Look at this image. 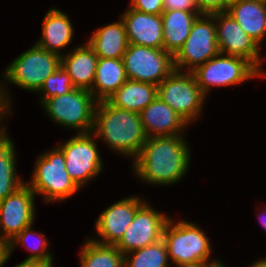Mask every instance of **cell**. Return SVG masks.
I'll use <instances>...</instances> for the list:
<instances>
[{"label": "cell", "instance_id": "12", "mask_svg": "<svg viewBox=\"0 0 266 267\" xmlns=\"http://www.w3.org/2000/svg\"><path fill=\"white\" fill-rule=\"evenodd\" d=\"M168 219L145 202L115 246L122 254H126L160 241Z\"/></svg>", "mask_w": 266, "mask_h": 267}, {"label": "cell", "instance_id": "3", "mask_svg": "<svg viewBox=\"0 0 266 267\" xmlns=\"http://www.w3.org/2000/svg\"><path fill=\"white\" fill-rule=\"evenodd\" d=\"M29 183L27 185L35 195H43L46 203L56 200L65 201L80 189L67 173L64 153L59 147L37 158Z\"/></svg>", "mask_w": 266, "mask_h": 267}, {"label": "cell", "instance_id": "38", "mask_svg": "<svg viewBox=\"0 0 266 267\" xmlns=\"http://www.w3.org/2000/svg\"><path fill=\"white\" fill-rule=\"evenodd\" d=\"M239 1H242V0H226V11H227L229 5H231L235 2H239Z\"/></svg>", "mask_w": 266, "mask_h": 267}, {"label": "cell", "instance_id": "39", "mask_svg": "<svg viewBox=\"0 0 266 267\" xmlns=\"http://www.w3.org/2000/svg\"><path fill=\"white\" fill-rule=\"evenodd\" d=\"M265 212H266V210H265ZM264 211H263V215H264V213H265ZM266 214V213H265ZM263 215L262 214H259V218H261V217H263ZM262 222H261V224H262V226L264 227V228H266V220L265 219H260Z\"/></svg>", "mask_w": 266, "mask_h": 267}, {"label": "cell", "instance_id": "21", "mask_svg": "<svg viewBox=\"0 0 266 267\" xmlns=\"http://www.w3.org/2000/svg\"><path fill=\"white\" fill-rule=\"evenodd\" d=\"M127 80L122 58H98L91 93L97 101L107 100Z\"/></svg>", "mask_w": 266, "mask_h": 267}, {"label": "cell", "instance_id": "22", "mask_svg": "<svg viewBox=\"0 0 266 267\" xmlns=\"http://www.w3.org/2000/svg\"><path fill=\"white\" fill-rule=\"evenodd\" d=\"M199 11L170 10L161 14L163 23V49L173 56L188 38Z\"/></svg>", "mask_w": 266, "mask_h": 267}, {"label": "cell", "instance_id": "37", "mask_svg": "<svg viewBox=\"0 0 266 267\" xmlns=\"http://www.w3.org/2000/svg\"><path fill=\"white\" fill-rule=\"evenodd\" d=\"M250 267H266V259L258 260L257 262L253 263Z\"/></svg>", "mask_w": 266, "mask_h": 267}, {"label": "cell", "instance_id": "31", "mask_svg": "<svg viewBox=\"0 0 266 267\" xmlns=\"http://www.w3.org/2000/svg\"><path fill=\"white\" fill-rule=\"evenodd\" d=\"M200 14H214L226 11V0H196Z\"/></svg>", "mask_w": 266, "mask_h": 267}, {"label": "cell", "instance_id": "36", "mask_svg": "<svg viewBox=\"0 0 266 267\" xmlns=\"http://www.w3.org/2000/svg\"><path fill=\"white\" fill-rule=\"evenodd\" d=\"M205 267H226V266L222 264L220 261L213 260L212 263H206Z\"/></svg>", "mask_w": 266, "mask_h": 267}, {"label": "cell", "instance_id": "1", "mask_svg": "<svg viewBox=\"0 0 266 267\" xmlns=\"http://www.w3.org/2000/svg\"><path fill=\"white\" fill-rule=\"evenodd\" d=\"M182 136L147 137L134 159L136 176L153 185L178 182L190 164V149Z\"/></svg>", "mask_w": 266, "mask_h": 267}, {"label": "cell", "instance_id": "30", "mask_svg": "<svg viewBox=\"0 0 266 267\" xmlns=\"http://www.w3.org/2000/svg\"><path fill=\"white\" fill-rule=\"evenodd\" d=\"M130 8L148 14L161 15L164 12L163 0H131Z\"/></svg>", "mask_w": 266, "mask_h": 267}, {"label": "cell", "instance_id": "27", "mask_svg": "<svg viewBox=\"0 0 266 267\" xmlns=\"http://www.w3.org/2000/svg\"><path fill=\"white\" fill-rule=\"evenodd\" d=\"M163 239L141 249L124 254V267H170Z\"/></svg>", "mask_w": 266, "mask_h": 267}, {"label": "cell", "instance_id": "11", "mask_svg": "<svg viewBox=\"0 0 266 267\" xmlns=\"http://www.w3.org/2000/svg\"><path fill=\"white\" fill-rule=\"evenodd\" d=\"M93 137V132L77 133L75 137L58 145L64 153L67 173L80 188L94 179L103 166Z\"/></svg>", "mask_w": 266, "mask_h": 267}, {"label": "cell", "instance_id": "13", "mask_svg": "<svg viewBox=\"0 0 266 267\" xmlns=\"http://www.w3.org/2000/svg\"><path fill=\"white\" fill-rule=\"evenodd\" d=\"M217 45L224 55L239 56L250 61L264 76L261 69L259 45L226 11L215 13Z\"/></svg>", "mask_w": 266, "mask_h": 267}, {"label": "cell", "instance_id": "33", "mask_svg": "<svg viewBox=\"0 0 266 267\" xmlns=\"http://www.w3.org/2000/svg\"><path fill=\"white\" fill-rule=\"evenodd\" d=\"M9 260V243L0 236V267Z\"/></svg>", "mask_w": 266, "mask_h": 267}, {"label": "cell", "instance_id": "17", "mask_svg": "<svg viewBox=\"0 0 266 267\" xmlns=\"http://www.w3.org/2000/svg\"><path fill=\"white\" fill-rule=\"evenodd\" d=\"M139 115L147 137L183 135L188 124L158 96Z\"/></svg>", "mask_w": 266, "mask_h": 267}, {"label": "cell", "instance_id": "29", "mask_svg": "<svg viewBox=\"0 0 266 267\" xmlns=\"http://www.w3.org/2000/svg\"><path fill=\"white\" fill-rule=\"evenodd\" d=\"M75 87L65 69L60 66L46 78L38 92L43 93L41 103L53 96H60L73 90Z\"/></svg>", "mask_w": 266, "mask_h": 267}, {"label": "cell", "instance_id": "18", "mask_svg": "<svg viewBox=\"0 0 266 267\" xmlns=\"http://www.w3.org/2000/svg\"><path fill=\"white\" fill-rule=\"evenodd\" d=\"M226 12L260 46L266 37V1L242 0L229 5Z\"/></svg>", "mask_w": 266, "mask_h": 267}, {"label": "cell", "instance_id": "24", "mask_svg": "<svg viewBox=\"0 0 266 267\" xmlns=\"http://www.w3.org/2000/svg\"><path fill=\"white\" fill-rule=\"evenodd\" d=\"M157 97V86L128 79L107 100L116 107L140 113Z\"/></svg>", "mask_w": 266, "mask_h": 267}, {"label": "cell", "instance_id": "23", "mask_svg": "<svg viewBox=\"0 0 266 267\" xmlns=\"http://www.w3.org/2000/svg\"><path fill=\"white\" fill-rule=\"evenodd\" d=\"M87 44L98 58H123L129 45L123 21L99 28Z\"/></svg>", "mask_w": 266, "mask_h": 267}, {"label": "cell", "instance_id": "9", "mask_svg": "<svg viewBox=\"0 0 266 267\" xmlns=\"http://www.w3.org/2000/svg\"><path fill=\"white\" fill-rule=\"evenodd\" d=\"M218 53L215 13L200 14L185 43L173 56L175 70L182 71L185 66L188 72H192Z\"/></svg>", "mask_w": 266, "mask_h": 267}, {"label": "cell", "instance_id": "8", "mask_svg": "<svg viewBox=\"0 0 266 267\" xmlns=\"http://www.w3.org/2000/svg\"><path fill=\"white\" fill-rule=\"evenodd\" d=\"M218 53L192 71L198 86L207 96L212 86H229L264 76L250 61L239 56ZM222 56V57H221Z\"/></svg>", "mask_w": 266, "mask_h": 267}, {"label": "cell", "instance_id": "25", "mask_svg": "<svg viewBox=\"0 0 266 267\" xmlns=\"http://www.w3.org/2000/svg\"><path fill=\"white\" fill-rule=\"evenodd\" d=\"M6 128L0 130V201L15 192L24 183L16 175V153L13 141L6 134Z\"/></svg>", "mask_w": 266, "mask_h": 267}, {"label": "cell", "instance_id": "7", "mask_svg": "<svg viewBox=\"0 0 266 267\" xmlns=\"http://www.w3.org/2000/svg\"><path fill=\"white\" fill-rule=\"evenodd\" d=\"M157 96L188 124L200 116L206 98L193 73L178 70L157 86Z\"/></svg>", "mask_w": 266, "mask_h": 267}, {"label": "cell", "instance_id": "34", "mask_svg": "<svg viewBox=\"0 0 266 267\" xmlns=\"http://www.w3.org/2000/svg\"><path fill=\"white\" fill-rule=\"evenodd\" d=\"M53 261H22L15 267H53Z\"/></svg>", "mask_w": 266, "mask_h": 267}, {"label": "cell", "instance_id": "16", "mask_svg": "<svg viewBox=\"0 0 266 267\" xmlns=\"http://www.w3.org/2000/svg\"><path fill=\"white\" fill-rule=\"evenodd\" d=\"M130 44L163 49L161 15L148 14L129 8L121 17Z\"/></svg>", "mask_w": 266, "mask_h": 267}, {"label": "cell", "instance_id": "26", "mask_svg": "<svg viewBox=\"0 0 266 267\" xmlns=\"http://www.w3.org/2000/svg\"><path fill=\"white\" fill-rule=\"evenodd\" d=\"M81 267H124V254L115 245H104L88 239L80 252Z\"/></svg>", "mask_w": 266, "mask_h": 267}, {"label": "cell", "instance_id": "35", "mask_svg": "<svg viewBox=\"0 0 266 267\" xmlns=\"http://www.w3.org/2000/svg\"><path fill=\"white\" fill-rule=\"evenodd\" d=\"M177 267H205L204 263H185L177 264Z\"/></svg>", "mask_w": 266, "mask_h": 267}, {"label": "cell", "instance_id": "20", "mask_svg": "<svg viewBox=\"0 0 266 267\" xmlns=\"http://www.w3.org/2000/svg\"><path fill=\"white\" fill-rule=\"evenodd\" d=\"M69 16L59 9H50L42 25V37L36 45L49 52L62 55L59 51L73 39V27Z\"/></svg>", "mask_w": 266, "mask_h": 267}, {"label": "cell", "instance_id": "15", "mask_svg": "<svg viewBox=\"0 0 266 267\" xmlns=\"http://www.w3.org/2000/svg\"><path fill=\"white\" fill-rule=\"evenodd\" d=\"M139 197H128L113 203L102 211L96 220V231L101 241L94 242L104 245H115L123 236L134 219L137 210L144 204Z\"/></svg>", "mask_w": 266, "mask_h": 267}, {"label": "cell", "instance_id": "10", "mask_svg": "<svg viewBox=\"0 0 266 267\" xmlns=\"http://www.w3.org/2000/svg\"><path fill=\"white\" fill-rule=\"evenodd\" d=\"M122 59L128 79L156 86L175 70L173 55L164 49L129 43Z\"/></svg>", "mask_w": 266, "mask_h": 267}, {"label": "cell", "instance_id": "14", "mask_svg": "<svg viewBox=\"0 0 266 267\" xmlns=\"http://www.w3.org/2000/svg\"><path fill=\"white\" fill-rule=\"evenodd\" d=\"M35 193L24 183L0 201V235L8 243L34 222Z\"/></svg>", "mask_w": 266, "mask_h": 267}, {"label": "cell", "instance_id": "2", "mask_svg": "<svg viewBox=\"0 0 266 267\" xmlns=\"http://www.w3.org/2000/svg\"><path fill=\"white\" fill-rule=\"evenodd\" d=\"M92 132L114 151L134 158L147 141L139 113L113 106L108 100L97 102Z\"/></svg>", "mask_w": 266, "mask_h": 267}, {"label": "cell", "instance_id": "19", "mask_svg": "<svg viewBox=\"0 0 266 267\" xmlns=\"http://www.w3.org/2000/svg\"><path fill=\"white\" fill-rule=\"evenodd\" d=\"M98 56L85 44L78 46L71 53L61 55V66L71 78L75 88L91 92L94 83Z\"/></svg>", "mask_w": 266, "mask_h": 267}, {"label": "cell", "instance_id": "4", "mask_svg": "<svg viewBox=\"0 0 266 267\" xmlns=\"http://www.w3.org/2000/svg\"><path fill=\"white\" fill-rule=\"evenodd\" d=\"M175 223L171 218L168 219L162 238L167 247L168 257L172 262L175 265L212 263L209 261L211 246L204 231L191 222Z\"/></svg>", "mask_w": 266, "mask_h": 267}, {"label": "cell", "instance_id": "5", "mask_svg": "<svg viewBox=\"0 0 266 267\" xmlns=\"http://www.w3.org/2000/svg\"><path fill=\"white\" fill-rule=\"evenodd\" d=\"M97 102L90 91L74 88L66 94L46 99L42 106L52 121L79 130V133H89L94 128Z\"/></svg>", "mask_w": 266, "mask_h": 267}, {"label": "cell", "instance_id": "32", "mask_svg": "<svg viewBox=\"0 0 266 267\" xmlns=\"http://www.w3.org/2000/svg\"><path fill=\"white\" fill-rule=\"evenodd\" d=\"M164 11L185 10L199 11L196 0H163Z\"/></svg>", "mask_w": 266, "mask_h": 267}, {"label": "cell", "instance_id": "28", "mask_svg": "<svg viewBox=\"0 0 266 267\" xmlns=\"http://www.w3.org/2000/svg\"><path fill=\"white\" fill-rule=\"evenodd\" d=\"M32 225L26 227L22 232H20L14 239H12L9 242V256H11V253L16 246V244H21L24 247L26 246L29 251L32 252L31 255H29L25 261H52V254L47 252V247H48V241L47 238H43L44 235L43 233L37 234V232H33L31 230ZM39 236H37V235ZM33 235L36 237V244L31 247L27 246L28 240L30 237H33ZM40 240V241H39ZM34 243V242H33Z\"/></svg>", "mask_w": 266, "mask_h": 267}, {"label": "cell", "instance_id": "6", "mask_svg": "<svg viewBox=\"0 0 266 267\" xmlns=\"http://www.w3.org/2000/svg\"><path fill=\"white\" fill-rule=\"evenodd\" d=\"M61 66V55L36 44L23 52L6 67L4 78L30 92H38L44 81Z\"/></svg>", "mask_w": 266, "mask_h": 267}]
</instances>
